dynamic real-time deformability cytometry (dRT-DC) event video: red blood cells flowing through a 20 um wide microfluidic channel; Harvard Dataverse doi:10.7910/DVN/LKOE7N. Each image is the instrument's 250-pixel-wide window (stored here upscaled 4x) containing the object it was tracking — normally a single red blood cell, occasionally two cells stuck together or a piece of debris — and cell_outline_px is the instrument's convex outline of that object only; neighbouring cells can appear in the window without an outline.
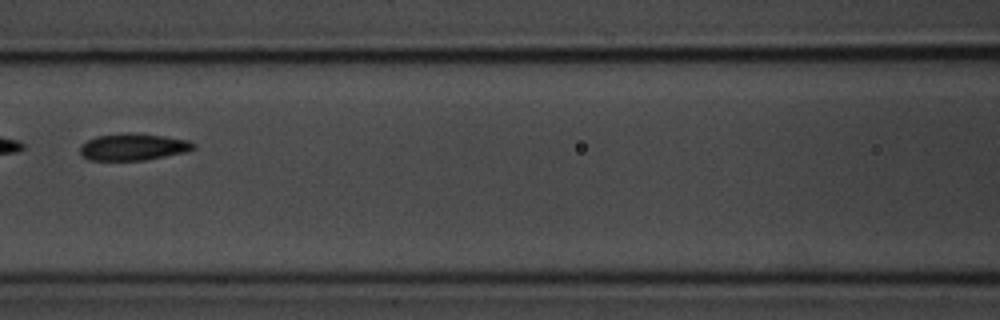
{"species": "common noctule bat (a hibernating species)", "species_latin": "Nyctalus noctula", "temperature_condition": "room temperature", "stored_images_in_passage": 4, "camera_frame_rate_fps": 3000, "um_per_image_px": 0.085, "animal": {"sex": "male", "body_mass_g": 20.1, "forearm_length_mm": 53.5}, "frame": {"image": 1, "passage_image": 4, "time_ms": 3.667, "image_size_px": [1000, 320], "cell_outline_px": [[196, 148], [184, 152], [144, 160], [88, 160], [80, 156], [80, 144], [96, 136], [128, 132], [140, 132], [188, 140], [196, 144]], "centroid_in_image_um": [11.29, 12.47], "position_along_channel_um": 155.3, "area_um2": 17.98}}